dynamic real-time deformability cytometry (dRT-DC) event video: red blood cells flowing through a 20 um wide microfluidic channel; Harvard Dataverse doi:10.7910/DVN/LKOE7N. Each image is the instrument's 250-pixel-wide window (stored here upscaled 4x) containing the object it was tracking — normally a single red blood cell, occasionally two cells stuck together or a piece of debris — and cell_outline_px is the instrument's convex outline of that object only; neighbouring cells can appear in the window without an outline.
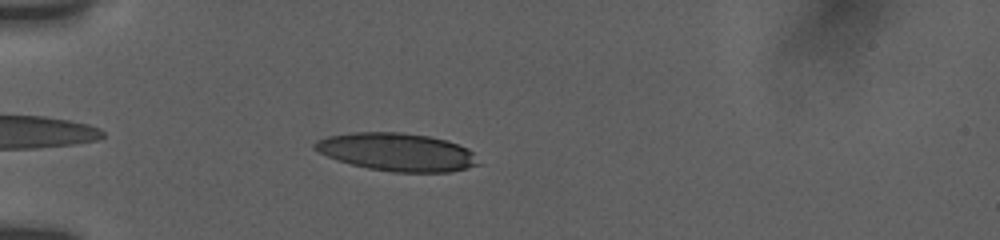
{"species": "human", "species_latin": "Homo sapiens", "temperature_condition": "room temperature", "stored_images_in_passage": 10, "camera_frame_rate_fps": 3000, "um_per_image_px": 0.085, "donor": {"sex": "female"}, "frame": {"image": 1, "passage_image": 3, "time_ms": 1.0, "image_size_px": [1000, 240], "cell_outline_px": [[484, 164], [468, 168], [448, 172], [392, 172], [368, 168], [352, 164], [328, 156], [312, 148], [312, 144], [316, 140], [328, 136], [352, 132], [400, 132], [428, 136], [444, 140], [468, 148]], "centroid_in_image_um": [33.77, 12.92], "position_along_channel_um": 51.2, "area_um2": 36.18}}
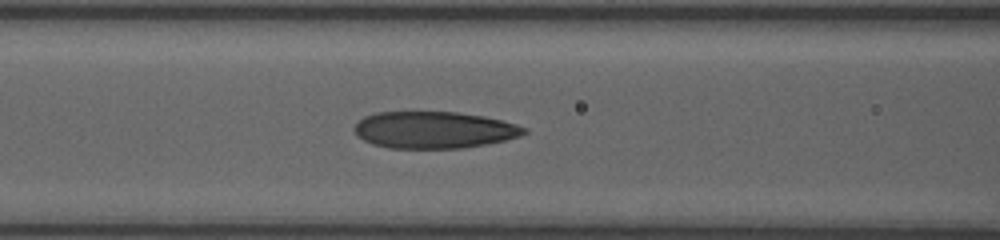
{"frame": {"image": 2, "passage_image": 7, "time_ms": 3.667, "image_size_px": [1000, 240], "cell_outline_px": [[528, 132], [520, 136], [504, 140], [464, 148], [388, 148], [372, 144], [356, 136], [352, 128], [364, 116], [376, 112], [456, 112], [484, 116], [516, 124], [528, 128]], "centroid_in_image_um": [36.87, 11.04], "position_along_channel_um": 129.7, "area_um2": 36.53}}
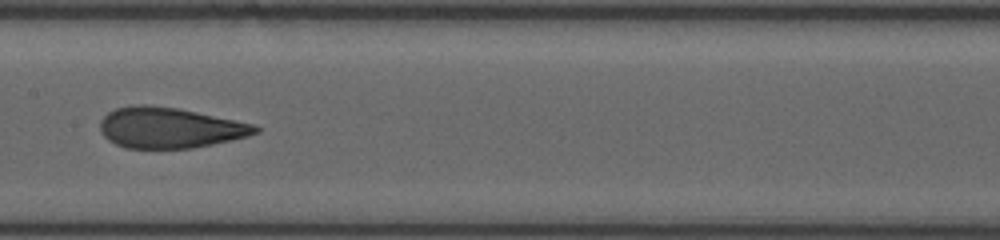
{"frame": {"image": 3, "passage_image": 9, "time_ms": 5.333, "image_size_px": [1000, 240], "cell_outline_px": [[260, 132], [248, 136], [212, 144], [192, 148], [128, 148], [116, 144], [108, 140], [100, 132], [100, 120], [108, 112], [116, 108], [136, 104], [144, 104], [180, 108], [256, 124], [260, 128]], "centroid_in_image_um": [14.43, 10.85], "position_along_channel_um": 193.0, "area_um2": 36.99}}